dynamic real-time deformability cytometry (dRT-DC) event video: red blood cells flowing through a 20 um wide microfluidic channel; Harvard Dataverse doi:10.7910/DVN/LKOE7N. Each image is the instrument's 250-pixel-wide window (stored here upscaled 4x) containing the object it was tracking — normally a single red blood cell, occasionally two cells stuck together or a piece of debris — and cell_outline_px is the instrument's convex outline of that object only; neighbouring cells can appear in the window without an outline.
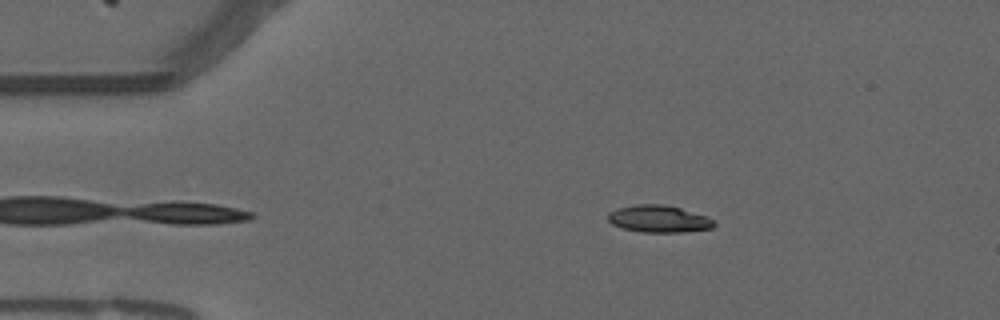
{"species": "common noctule bat (a hibernating species)", "species_latin": "Nyctalus noctula", "temperature_condition": "warm", "stored_images_in_passage": 14, "camera_frame_rate_fps": 3000, "um_per_image_px": 0.085, "animal": {"sex": "male", "forearm_length_mm": 52.5}, "frame": {"image": 1, "passage_image": 7, "time_ms": 2.0, "image_size_px": [1000, 320], "cell_outline_px": [[716, 224], [712, 228], [684, 232], [640, 232], [624, 228], [612, 224], [608, 220], [608, 212], [616, 208], [636, 204], [664, 204], [680, 208], [708, 216]], "centroid_in_image_um": [55.99, 18.6], "position_along_channel_um": 29.0, "area_um2": 16.82}}